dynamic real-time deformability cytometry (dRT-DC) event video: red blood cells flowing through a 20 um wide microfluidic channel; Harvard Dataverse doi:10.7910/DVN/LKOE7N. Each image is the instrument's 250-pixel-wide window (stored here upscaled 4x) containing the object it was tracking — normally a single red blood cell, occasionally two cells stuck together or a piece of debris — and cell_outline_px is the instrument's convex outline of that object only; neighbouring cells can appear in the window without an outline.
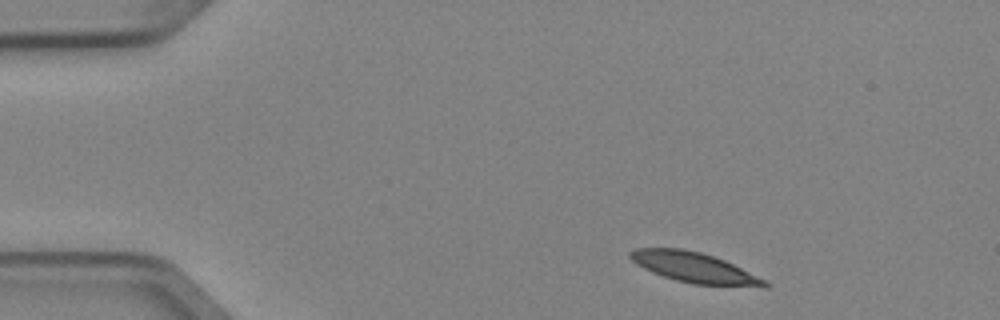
{"species": "Egyptian fruit bat (a non-hibernating species)", "species_latin": "Rousettus aegyptiacus", "temperature_condition": "cold", "stored_images_in_passage": 3, "camera_frame_rate_fps": 3000, "um_per_image_px": 0.085, "animal": {"sex": "female"}, "frame": {"image": 1, "passage_image": 1, "time_ms": 0.0, "image_size_px": [1000, 320], "cell_outline_px": [[772, 284], [768, 288], [764, 288], [692, 284], [676, 280], [652, 272], [636, 264], [628, 256], [628, 252], [636, 248], [680, 248], [700, 252], [724, 260]], "centroid_in_image_um": [59.02, 22.76], "position_along_channel_um": 26.0, "area_um2": 23.7}}